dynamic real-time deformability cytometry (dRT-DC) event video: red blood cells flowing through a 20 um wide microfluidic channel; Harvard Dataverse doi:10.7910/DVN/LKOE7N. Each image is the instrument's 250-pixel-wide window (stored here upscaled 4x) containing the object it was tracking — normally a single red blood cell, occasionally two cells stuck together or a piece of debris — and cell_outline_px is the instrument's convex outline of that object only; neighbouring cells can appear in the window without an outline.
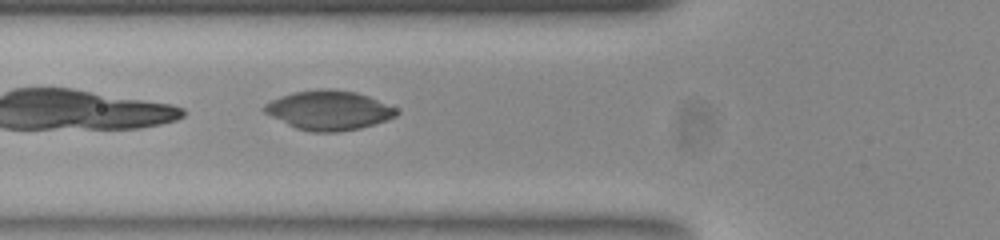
{"species": "common noctule bat (a hibernating species)", "species_latin": "Nyctalus noctula", "temperature_condition": "room temperature", "stored_images_in_passage": 37, "camera_frame_rate_fps": 3000, "um_per_image_px": 0.085, "animal": {"sex": "female", "body_mass_g": 23.0, "forearm_length_mm": 53.4}, "frame": {"image": 1, "passage_image": 3, "time_ms": 0.667, "image_size_px": [1000, 240], "cell_outline_px": [[400, 112], [396, 116], [388, 120], [360, 128], [340, 132], [312, 132], [296, 128], [264, 112], [260, 108], [264, 104], [280, 96], [292, 92], [320, 88], [328, 88], [356, 92], [368, 96], [396, 108]], "centroid_in_image_um": [27.95, 9.37], "position_along_channel_um": 97.9, "area_um2": 30.4}}
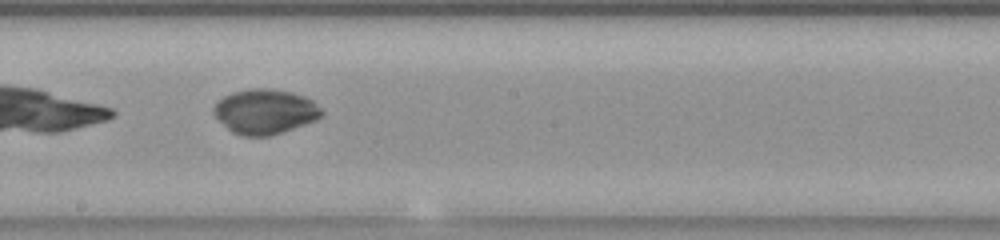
{"frame": {"image": 2, "passage_image": 13, "time_ms": 4.0, "image_size_px": [1000, 240], "cell_outline_px": [[324, 116], [316, 120], [268, 136], [240, 136], [232, 132], [212, 112], [212, 108], [224, 96], [232, 92], [248, 88], [272, 88], [292, 92], [304, 96], [312, 100], [324, 112]], "centroid_in_image_um": [22.53, 9.47], "position_along_channel_um": 225.7, "area_um2": 28.15}}
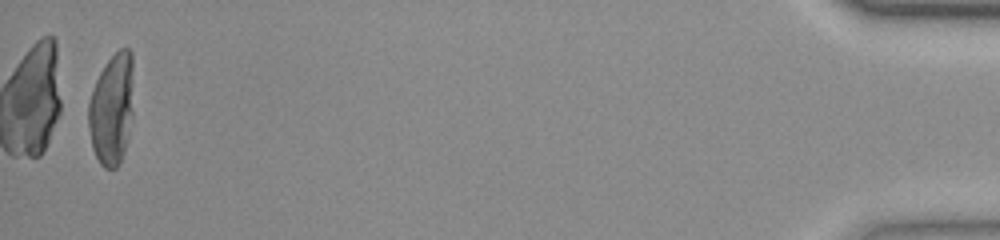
{"frame": {"image": 3, "passage_image": 36, "time_ms": 11.667, "image_size_px": [1000, 240], "cell_outline_px": [[132, 116], [124, 152], [120, 164], [116, 168], [104, 168], [100, 164], [92, 148], [88, 124], [88, 104], [92, 88], [104, 64], [120, 48], [128, 48], [132, 52]], "centroid_in_image_um": [9.49, 9.27], "position_along_channel_um": 425.7, "area_um2": 29.36}}